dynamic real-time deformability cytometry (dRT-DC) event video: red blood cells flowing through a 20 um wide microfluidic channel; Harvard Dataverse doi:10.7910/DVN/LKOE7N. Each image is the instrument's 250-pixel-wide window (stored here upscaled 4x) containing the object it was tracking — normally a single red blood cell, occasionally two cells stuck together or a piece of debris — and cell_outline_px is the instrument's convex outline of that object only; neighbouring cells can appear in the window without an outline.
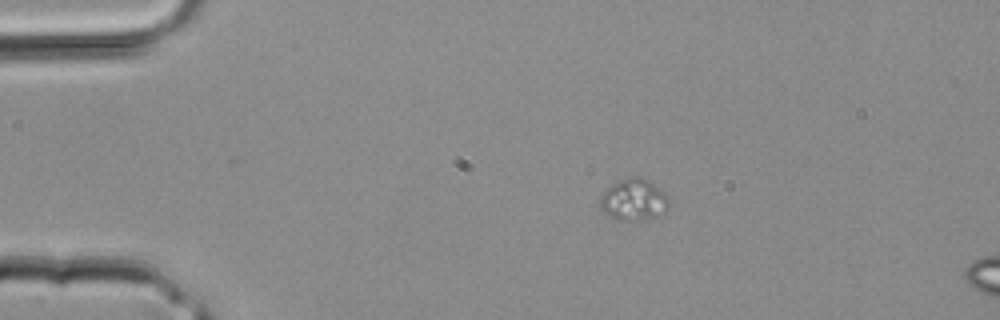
{"species": "common noctule bat (a hibernating species)", "species_latin": "Nyctalus noctula", "temperature_condition": "room temperature", "stored_images_in_passage": 2, "camera_frame_rate_fps": 3000, "um_per_image_px": 0.085, "animal": {"sex": "male", "body_mass_g": 20.4}, "frame": {"image": 1, "passage_image": 2, "time_ms": 0.333, "image_size_px": [1000, 320], "cell_outline_px": [[668, 208], [664, 212], [644, 220], [616, 220], [604, 212], [600, 204], [600, 196], [612, 184], [620, 180], [648, 180], [660, 188], [668, 196]], "centroid_in_image_um": [53.87, 17.03], "position_along_channel_um": 31.1, "area_um2": 16.07}}